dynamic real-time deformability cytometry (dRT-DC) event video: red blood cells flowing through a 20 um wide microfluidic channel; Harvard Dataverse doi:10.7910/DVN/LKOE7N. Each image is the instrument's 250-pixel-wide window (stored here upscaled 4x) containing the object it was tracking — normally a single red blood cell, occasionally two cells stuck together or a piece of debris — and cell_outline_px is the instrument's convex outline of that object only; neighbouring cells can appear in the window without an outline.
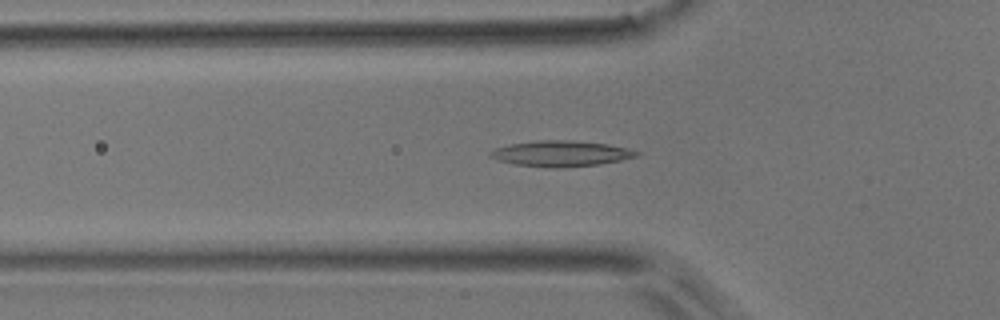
{"species": "common noctule bat (a hibernating species)", "species_latin": "Nyctalus noctula", "temperature_condition": "room temperature", "stored_images_in_passage": 38, "camera_frame_rate_fps": 3000, "um_per_image_px": 0.085, "animal": {"sex": "male", "body_mass_g": 17.9}, "frame": {"image": 1, "passage_image": 8, "time_ms": 2.333, "image_size_px": [1000, 320], "cell_outline_px": [[640, 152], [636, 156], [620, 160], [600, 164], [560, 168], [552, 168], [516, 164], [500, 160], [488, 156], [488, 152], [496, 148], [512, 144], [536, 140], [572, 140], [608, 144]], "centroid_in_image_um": [47.66, 13.05], "position_along_channel_um": 78.1, "area_um2": 21.68}}
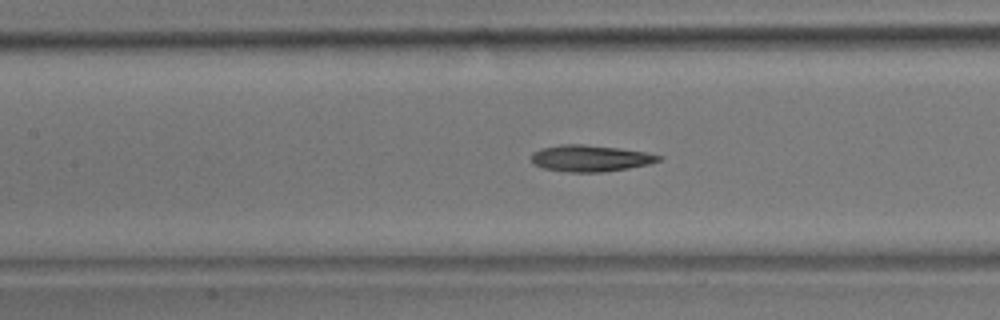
{"frame": {"image": 2, "passage_image": 14, "time_ms": 4.333, "image_size_px": [1000, 320], "cell_outline_px": [[664, 156], [660, 160], [648, 164], [628, 168], [604, 172], [568, 172], [544, 168], [532, 164], [532, 152], [540, 148], [560, 144], [584, 144], [620, 148], [644, 152]], "centroid_in_image_um": [50.15, 13.45], "position_along_channel_um": 157.3, "area_um2": 19.71}}
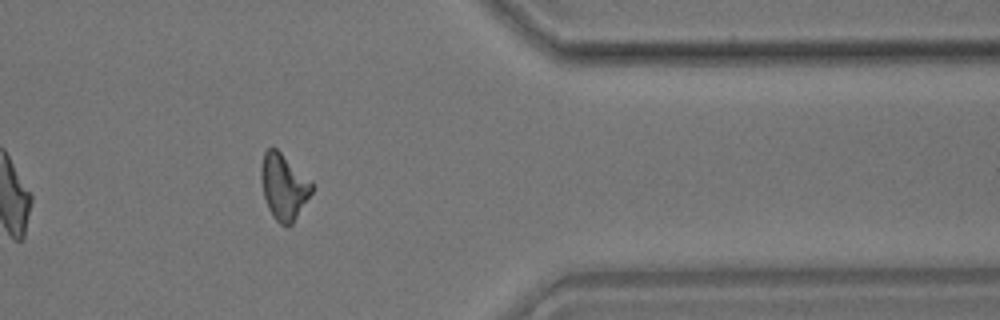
{"frame": {"image": 3, "passage_image": 33, "time_ms": 10.667, "image_size_px": [1000, 320], "cell_outline_px": [[312, 192], [292, 224], [280, 224], [272, 216], [268, 208], [264, 196], [260, 180], [260, 168], [264, 152], [268, 148], [276, 148], [312, 180]], "centroid_in_image_um": [24.1, 15.84], "position_along_channel_um": 387.3, "area_um2": 19.42}, "authors_computed_cell_mechanics": {"area_um2": 19.363, "velocity_mm_per_s": 3.9032, "shape_relaxation_time_tau1_ms": null, "shape_relaxation_time_tau2_ms": 7.5283, "deformation_change_tau1": null, "deformation_change_tau2": 0.2029}}